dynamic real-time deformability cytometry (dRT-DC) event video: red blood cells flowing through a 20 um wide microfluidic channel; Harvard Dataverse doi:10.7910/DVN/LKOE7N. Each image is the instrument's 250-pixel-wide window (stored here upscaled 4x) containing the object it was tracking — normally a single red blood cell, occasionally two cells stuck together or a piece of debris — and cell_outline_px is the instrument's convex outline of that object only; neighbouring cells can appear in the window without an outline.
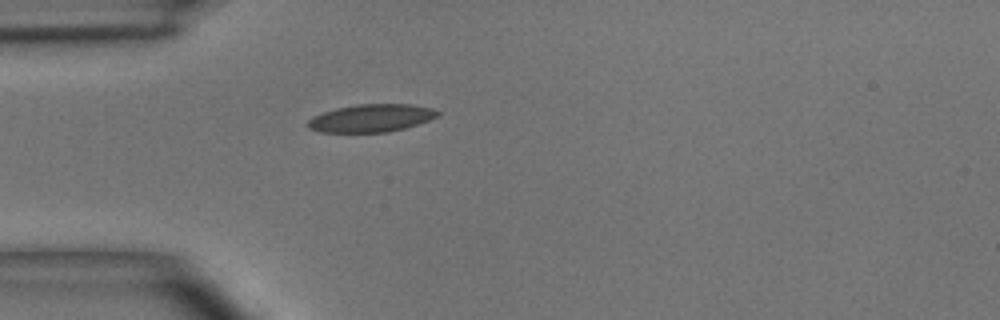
{"species": "common noctule bat (a hibernating species)", "species_latin": "Nyctalus noctula", "temperature_condition": "room temperature", "stored_images_in_passage": 1, "camera_frame_rate_fps": 3000, "um_per_image_px": 0.085, "animal": {"sex": "male", "body_mass_g": 15.6}, "frame": {"image": 1, "passage_image": 1, "time_ms": 0.0, "image_size_px": [1000, 320], "cell_outline_px": [[444, 112], [440, 116], [404, 128], [388, 132], [320, 132], [308, 128], [304, 124], [312, 116], [336, 108], [356, 104], [412, 104], [432, 108]], "centroid_in_image_um": [31.55, 10.03], "position_along_channel_um": 53.4, "area_um2": 21.21}}